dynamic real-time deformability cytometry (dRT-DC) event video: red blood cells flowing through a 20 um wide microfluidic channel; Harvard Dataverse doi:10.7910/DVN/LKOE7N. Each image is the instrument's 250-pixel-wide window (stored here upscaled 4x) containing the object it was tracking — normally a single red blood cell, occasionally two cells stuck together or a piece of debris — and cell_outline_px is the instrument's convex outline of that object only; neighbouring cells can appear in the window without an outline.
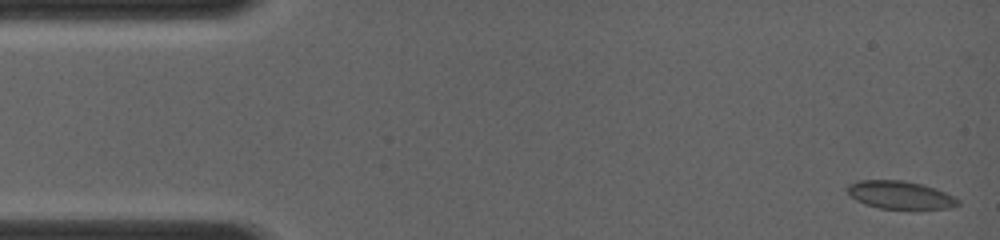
{"species": "common noctule bat (a hibernating species)", "species_latin": "Nyctalus noctula", "temperature_condition": "room temperature", "stored_images_in_passage": 15, "camera_frame_rate_fps": 4000, "um_per_image_px": 0.085, "animal": {"sex": "female", "body_mass_g": 19.0, "forearm_length_mm": 56.7}, "frame": {"image": 1, "passage_image": 1, "time_ms": 0.0, "image_size_px": [1000, 240], "cell_outline_px": [[960, 204], [952, 208], [880, 208], [856, 200], [844, 188], [848, 184], [860, 180], [904, 180], [924, 184], [936, 188], [960, 200]], "centroid_in_image_um": [76.51, 16.55], "position_along_channel_um": 8.5, "area_um2": 17.86}}
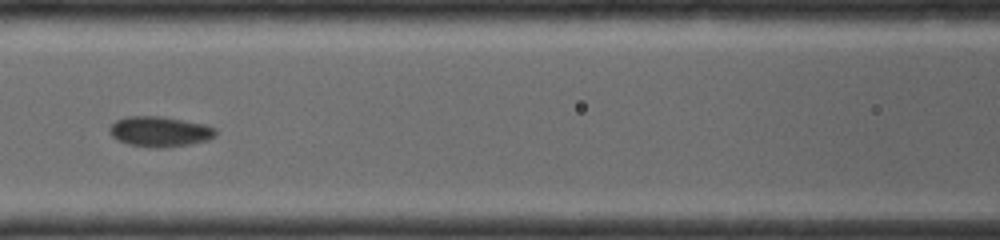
{"frame": {"image": 2, "passage_image": 7, "time_ms": 6.0, "image_size_px": [1000, 240], "cell_outline_px": [[216, 132], [212, 136], [204, 140], [184, 144], [132, 144], [120, 140], [112, 136], [108, 128], [116, 120], [128, 116], [164, 116], [200, 124], [212, 128]], "centroid_in_image_um": [13.49, 11.1], "position_along_channel_um": 153.1, "area_um2": 17.11}}
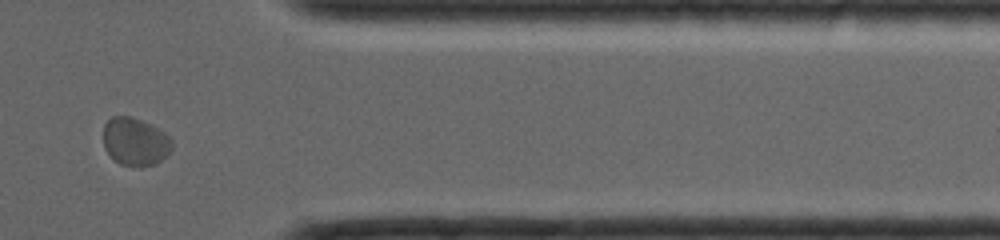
{"frame": {"image": 3, "passage_image": 13, "time_ms": 11.75, "image_size_px": [1000, 240], "cell_outline_px": [[172, 144], [168, 152], [156, 164], [140, 168], [120, 164], [104, 148], [104, 124], [112, 116], [128, 116], [152, 124]], "centroid_in_image_um": [11.43, 12.06], "position_along_channel_um": 400.0, "area_um2": 18.67}}